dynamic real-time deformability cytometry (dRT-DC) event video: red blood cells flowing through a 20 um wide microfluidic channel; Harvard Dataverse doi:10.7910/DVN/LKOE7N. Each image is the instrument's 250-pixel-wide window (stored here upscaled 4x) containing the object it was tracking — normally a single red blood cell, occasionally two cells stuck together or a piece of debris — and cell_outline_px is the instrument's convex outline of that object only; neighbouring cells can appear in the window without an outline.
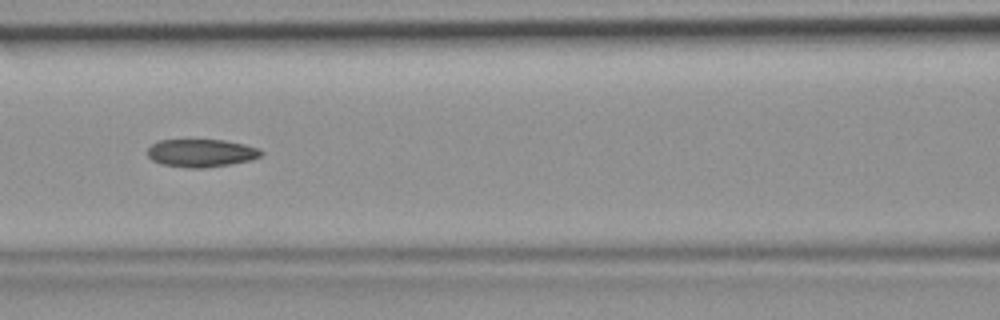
{"species": "common noctule bat (a hibernating species)", "species_latin": "Nyctalus noctula", "temperature_condition": "room temperature", "stored_images_in_passage": 47, "camera_frame_rate_fps": 3000, "um_per_image_px": 0.085, "animal": {"sex": "female", "body_mass_g": 19.9}, "frame": {"image": 1, "passage_image": 21, "time_ms": 6.667, "image_size_px": [1000, 320], "cell_outline_px": [[264, 152], [260, 156], [252, 160], [204, 168], [188, 168], [160, 164], [152, 160], [148, 156], [148, 148], [152, 144], [160, 140], [224, 140], [244, 144], [260, 148]], "centroid_in_image_um": [17.11, 13.01], "position_along_channel_um": 149.5, "area_um2": 18.5}}
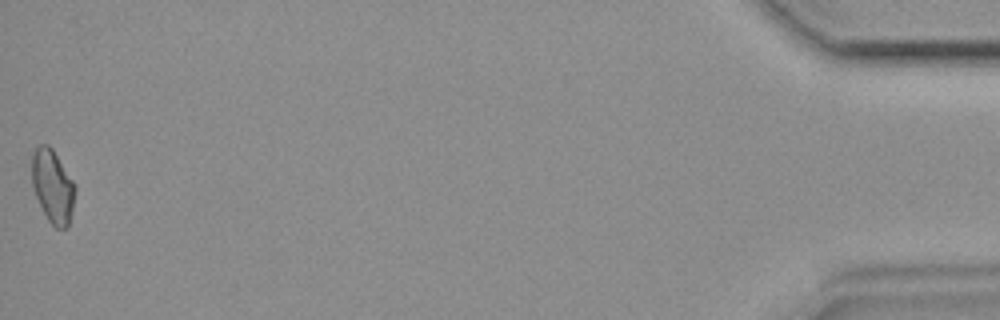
{"frame": {"image": 2, "passage_image": 47, "time_ms": 15.333, "image_size_px": [1000, 320], "cell_outline_px": [[76, 192], [68, 224], [64, 228], [56, 228], [48, 220], [36, 196], [32, 184], [32, 156], [36, 148], [40, 144], [48, 144], [52, 148], [76, 184]], "centroid_in_image_um": [4.49, 15.8], "position_along_channel_um": 430.7, "area_um2": 18.26}}